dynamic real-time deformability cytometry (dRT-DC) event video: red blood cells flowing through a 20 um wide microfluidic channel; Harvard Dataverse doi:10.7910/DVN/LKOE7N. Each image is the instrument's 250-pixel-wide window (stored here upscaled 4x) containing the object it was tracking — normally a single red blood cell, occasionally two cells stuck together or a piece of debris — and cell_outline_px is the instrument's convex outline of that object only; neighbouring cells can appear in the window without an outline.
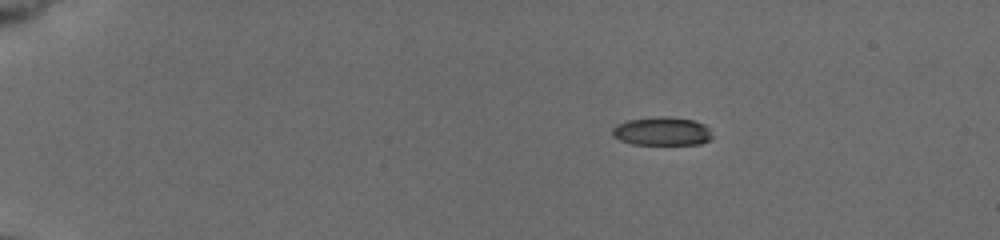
{"species": "common noctule bat (a hibernating species)", "species_latin": "Nyctalus noctula", "temperature_condition": "cold", "stored_images_in_passage": 44, "camera_frame_rate_fps": 3000, "um_per_image_px": 0.085, "animal": {"sex": "female", "body_mass_g": 19.5, "forearm_length_mm": 54.1}, "frame": {"image": 1, "passage_image": 1, "time_ms": 0.0, "image_size_px": [1000, 240], "cell_outline_px": [[712, 140], [700, 144], [632, 144], [620, 140], [612, 136], [612, 128], [616, 124], [628, 120], [652, 116], [668, 116], [692, 120], [704, 124], [708, 128], [712, 136]], "centroid_in_image_um": [56.26, 11.15], "position_along_channel_um": 28.7, "area_um2": 16.76}}
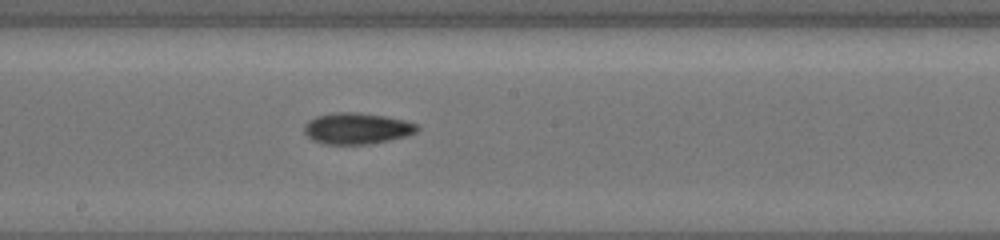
{"frame": {"image": 2, "passage_image": 25, "time_ms": 7.667, "image_size_px": [1000, 240], "cell_outline_px": [[420, 128], [416, 132], [408, 136], [368, 144], [324, 144], [312, 140], [304, 132], [304, 124], [308, 120], [316, 116], [336, 112], [356, 112], [384, 116], [404, 120], [420, 124]], "centroid_in_image_um": [30.35, 10.91], "position_along_channel_um": 217.9, "area_um2": 20.69}}
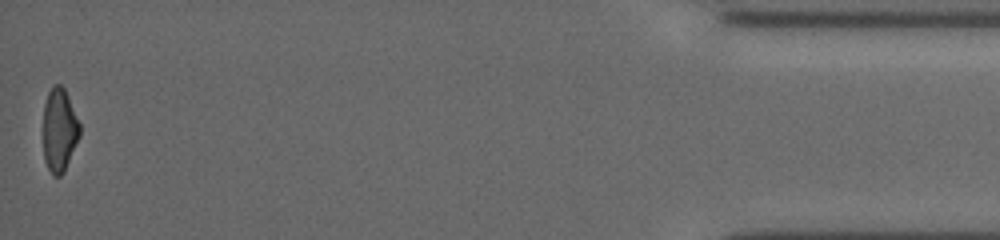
{"frame": {"image": 3, "passage_image": 44, "time_ms": 15.333, "image_size_px": [1000, 240], "cell_outline_px": [[80, 136], [64, 172], [60, 176], [52, 176], [44, 160], [44, 104], [48, 92], [52, 84], [60, 84], [64, 88], [80, 124]], "centroid_in_image_um": [5.05, 11.06], "position_along_channel_um": 430.2, "area_um2": 17.74}, "authors_computed_cell_mechanics": {"area_um2": 19.1318, "velocity_mm_per_s": 3.76, "shape_relaxation_time_tau1_ms": 4.721, "shape_relaxation_time_tau2_ms": 8.7577, "deformation_change_tau1": 0.1396, "deformation_change_tau2": 0.1742}}